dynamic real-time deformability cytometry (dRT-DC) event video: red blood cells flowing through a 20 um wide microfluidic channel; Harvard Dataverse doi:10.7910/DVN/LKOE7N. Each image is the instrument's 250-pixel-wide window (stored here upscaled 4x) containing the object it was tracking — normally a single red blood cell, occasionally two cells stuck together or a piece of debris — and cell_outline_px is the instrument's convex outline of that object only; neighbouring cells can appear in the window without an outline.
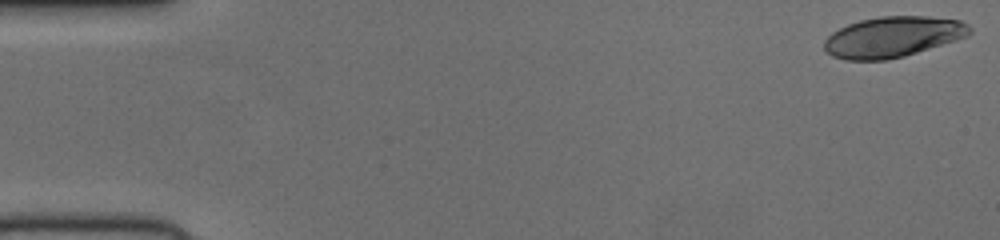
{"species": "human", "species_latin": "Homo sapiens", "temperature_condition": "cold", "stored_images_in_passage": 52, "camera_frame_rate_fps": 3000, "um_per_image_px": 0.085, "donor": {"sex": "female"}, "frame": {"image": 1, "passage_image": 1, "time_ms": 0.0, "image_size_px": [1000, 240], "cell_outline_px": [[972, 32], [968, 36], [956, 40], [904, 56], [884, 60], [848, 60], [832, 56], [824, 48], [824, 40], [832, 32], [848, 24], [860, 20], [880, 16], [928, 16], [960, 20], [968, 24], [972, 28]], "centroid_in_image_um": [75.9, 3.13], "position_along_channel_um": 9.1, "area_um2": 34.45}}
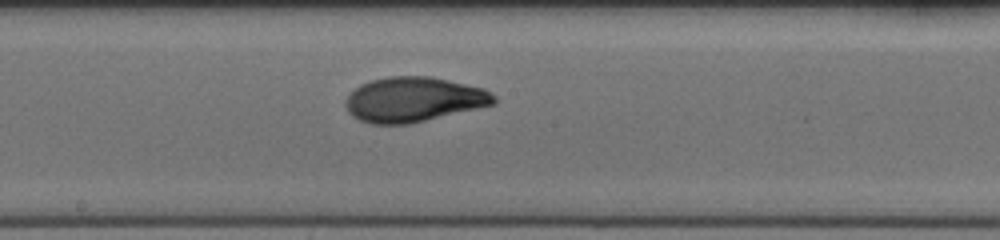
{"frame": {"image": 2, "passage_image": 28, "time_ms": 9.0, "image_size_px": [1000, 240], "cell_outline_px": [[496, 104], [408, 124], [372, 124], [360, 120], [352, 116], [348, 112], [344, 104], [344, 100], [360, 84], [368, 80], [388, 76], [432, 76], [484, 88], [496, 96]], "centroid_in_image_um": [35.15, 8.45], "position_along_channel_um": 213.1, "area_um2": 38.96}}
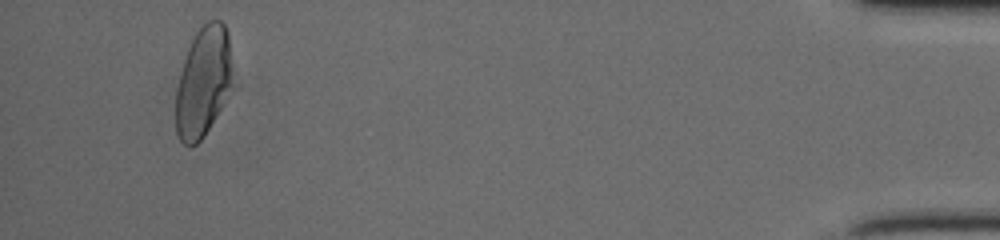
{"frame": {"image": 3, "passage_image": 49, "time_ms": 16.0, "image_size_px": [1000, 240], "cell_outline_px": [[228, 84], [220, 108], [204, 136], [196, 144], [188, 148], [180, 140], [176, 132], [176, 88], [184, 60], [188, 48], [196, 32], [208, 20], [220, 20], [224, 24], [228, 32]], "centroid_in_image_um": [17.18, 6.99], "position_along_channel_um": 418.0, "area_um2": 34.85}}